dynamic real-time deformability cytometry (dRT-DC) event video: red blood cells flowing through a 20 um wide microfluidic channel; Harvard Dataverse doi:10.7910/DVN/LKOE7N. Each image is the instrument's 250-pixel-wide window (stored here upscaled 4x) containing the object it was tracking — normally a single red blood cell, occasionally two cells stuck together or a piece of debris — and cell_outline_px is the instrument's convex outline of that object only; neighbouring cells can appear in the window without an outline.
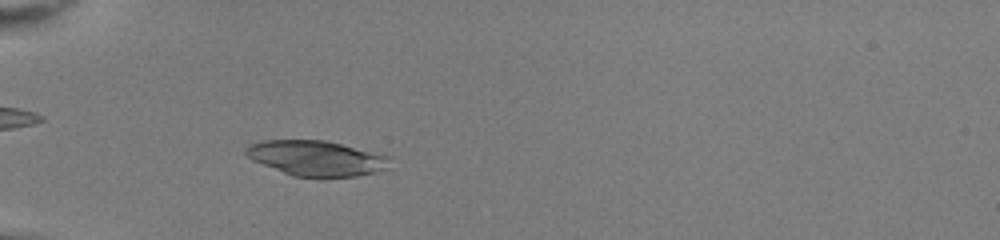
{"species": "common noctule bat (a hibernating species)", "species_latin": "Nyctalus noctula", "temperature_condition": "room temperature", "stored_images_in_passage": 35, "camera_frame_rate_fps": 3000, "um_per_image_px": 0.085, "animal": {"sex": "female", "body_mass_g": 22.0, "forearm_length_mm": 56.7}, "frame": {"image": 1, "passage_image": 1, "time_ms": 0.0, "image_size_px": [1000, 240], "cell_outline_px": [[392, 156], [376, 172], [356, 176], [292, 176], [252, 160], [244, 156], [244, 148], [248, 144], [264, 140], [324, 140]], "centroid_in_image_um": [26.77, 13.42], "position_along_channel_um": 58.2, "area_um2": 29.13}}
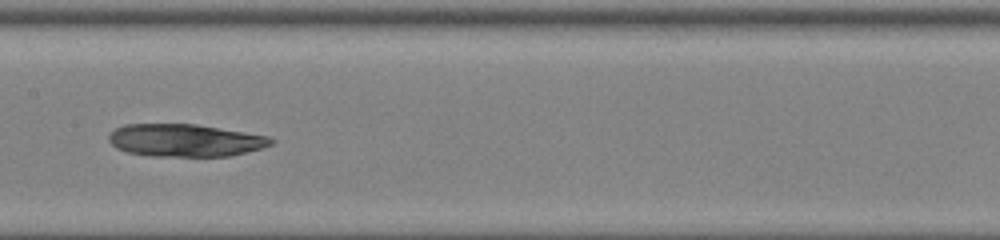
{"frame": {"image": 2, "passage_image": 12, "time_ms": 3.667, "image_size_px": [1000, 240], "cell_outline_px": [[276, 140], [272, 144], [260, 148], [228, 156], [152, 156], [128, 152], [116, 148], [108, 140], [108, 136], [116, 128], [124, 124], [196, 124], [268, 136]], "centroid_in_image_um": [15.71, 11.92], "position_along_channel_um": 191.7, "area_um2": 30.58}}
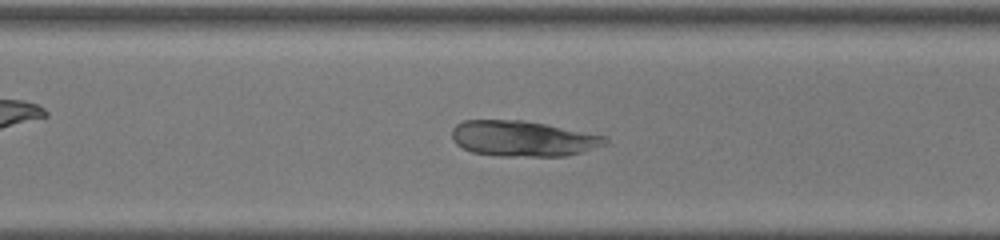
{"frame": {"image": 3, "passage_image": 22, "time_ms": 7.0, "image_size_px": [1000, 240], "cell_outline_px": [[608, 144], [568, 156], [500, 156], [472, 152], [456, 144], [452, 140], [452, 128], [456, 124], [464, 120], [520, 120], [544, 124], [608, 136]], "centroid_in_image_um": [44.46, 11.78], "position_along_channel_um": 326.1, "area_um2": 31.85}}